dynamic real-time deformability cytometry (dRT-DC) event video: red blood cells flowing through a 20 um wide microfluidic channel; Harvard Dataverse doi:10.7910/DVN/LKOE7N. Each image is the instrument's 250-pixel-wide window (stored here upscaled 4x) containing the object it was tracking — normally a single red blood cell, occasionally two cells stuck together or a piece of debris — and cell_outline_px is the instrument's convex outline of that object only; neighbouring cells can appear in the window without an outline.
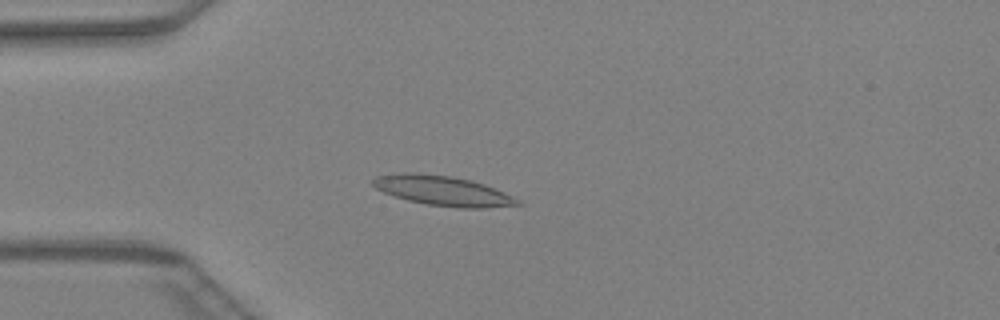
{"species": "Egyptian fruit bat (a non-hibernating species)", "species_latin": "Rousettus aegyptiacus", "temperature_condition": "warm", "stored_images_in_passage": 41, "camera_frame_rate_fps": 3000, "um_per_image_px": 0.085, "animal": {"sex": "female"}, "frame": {"image": 1, "passage_image": 12, "time_ms": 3.667, "image_size_px": [1000, 320], "cell_outline_px": [[524, 204], [484, 208], [460, 208], [428, 204], [408, 200], [384, 192], [376, 188], [372, 184], [372, 180], [376, 176], [408, 172], [412, 172], [452, 176], [472, 180], [484, 184], [504, 192], [520, 200]], "centroid_in_image_um": [37.67, 16.21], "position_along_channel_um": 47.3, "area_um2": 24.97}}
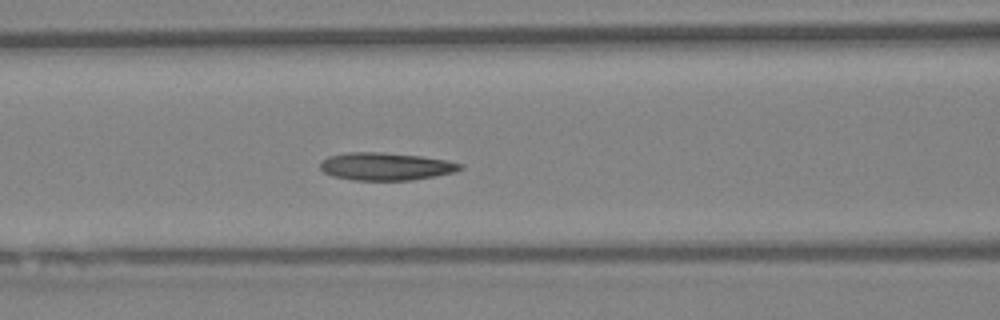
{"frame": {"image": 2, "passage_image": 19, "time_ms": 6.0, "image_size_px": [1000, 320], "cell_outline_px": [[464, 168], [456, 172], [436, 176], [412, 180], [352, 180], [332, 176], [324, 172], [320, 168], [320, 160], [328, 156], [348, 152], [380, 152], [420, 156], [444, 160], [464, 164]], "centroid_in_image_um": [32.78, 14.15], "position_along_channel_um": 133.8, "area_um2": 22.72}}
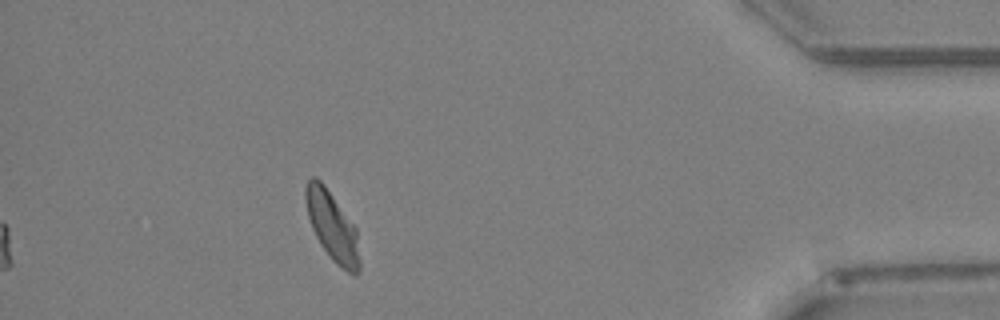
{"frame": {"image": 3, "passage_image": 41, "time_ms": 13.333, "image_size_px": [1000, 320], "cell_outline_px": [[360, 272], [356, 276], [352, 276], [336, 264], [332, 260], [320, 244], [312, 228], [308, 216], [304, 196], [304, 188], [308, 180], [312, 176], [316, 176], [324, 184], [356, 228], [360, 264]], "centroid_in_image_um": [28.24, 19.26], "position_along_channel_um": 407.0, "area_um2": 21.85}}